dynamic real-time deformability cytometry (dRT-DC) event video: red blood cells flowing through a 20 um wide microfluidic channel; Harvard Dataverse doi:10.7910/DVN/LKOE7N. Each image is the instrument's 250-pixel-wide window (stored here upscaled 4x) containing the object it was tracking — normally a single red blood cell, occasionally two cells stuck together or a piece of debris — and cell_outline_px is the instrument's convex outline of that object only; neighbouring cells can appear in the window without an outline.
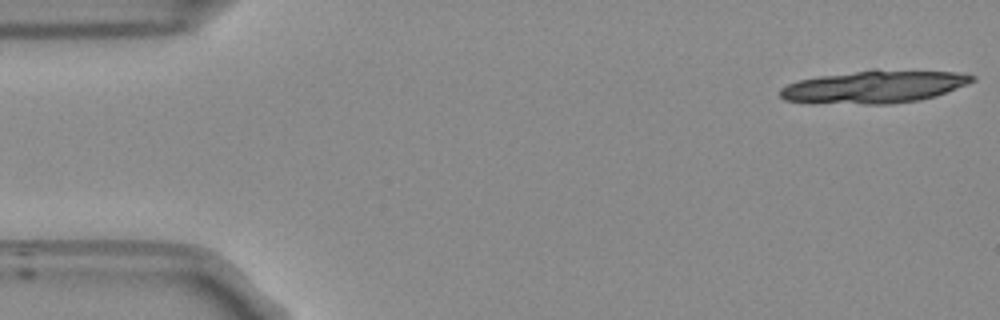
{"species": "Egyptian fruit bat (a non-hibernating species)", "species_latin": "Rousettus aegyptiacus", "temperature_condition": "room temperature", "stored_images_in_passage": 18, "camera_frame_rate_fps": 3000, "um_per_image_px": 0.085, "frame": {"image": 1, "passage_image": 1, "time_ms": 0.0, "image_size_px": [1000, 320], "cell_outline_px": [[976, 80], [968, 84], [936, 96], [920, 100], [892, 104], [864, 104], [784, 100], [780, 96], [780, 88], [788, 84], [800, 80], [820, 76], [872, 68], [876, 68], [964, 72], [976, 76]], "centroid_in_image_um": [74.45, 7.34], "position_along_channel_um": 10.6, "area_um2": 37.05}}